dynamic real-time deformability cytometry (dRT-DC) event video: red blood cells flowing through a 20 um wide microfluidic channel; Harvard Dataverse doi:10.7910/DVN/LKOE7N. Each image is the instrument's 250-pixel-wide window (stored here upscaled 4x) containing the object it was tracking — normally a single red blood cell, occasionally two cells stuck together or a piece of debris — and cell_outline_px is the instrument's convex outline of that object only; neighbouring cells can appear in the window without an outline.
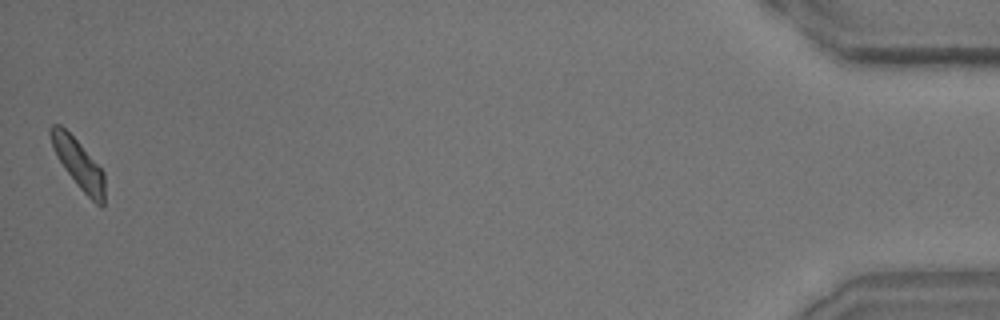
{"species": "common noctule bat (a hibernating species)", "species_latin": "Nyctalus noctula", "temperature_condition": "room temperature", "stored_images_in_passage": 36, "camera_frame_rate_fps": 3000, "um_per_image_px": 0.085, "animal": {"sex": "male", "body_mass_g": 15.6}, "frame": {"image": 1, "passage_image": 36, "time_ms": 11.667, "image_size_px": [1000, 320], "cell_outline_px": [[104, 204], [100, 208], [76, 184], [64, 168], [56, 156], [48, 132], [48, 128], [52, 124], [60, 124], [80, 144], [104, 172]], "centroid_in_image_um": [6.65, 13.92], "position_along_channel_um": 428.6, "area_um2": 15.32}}